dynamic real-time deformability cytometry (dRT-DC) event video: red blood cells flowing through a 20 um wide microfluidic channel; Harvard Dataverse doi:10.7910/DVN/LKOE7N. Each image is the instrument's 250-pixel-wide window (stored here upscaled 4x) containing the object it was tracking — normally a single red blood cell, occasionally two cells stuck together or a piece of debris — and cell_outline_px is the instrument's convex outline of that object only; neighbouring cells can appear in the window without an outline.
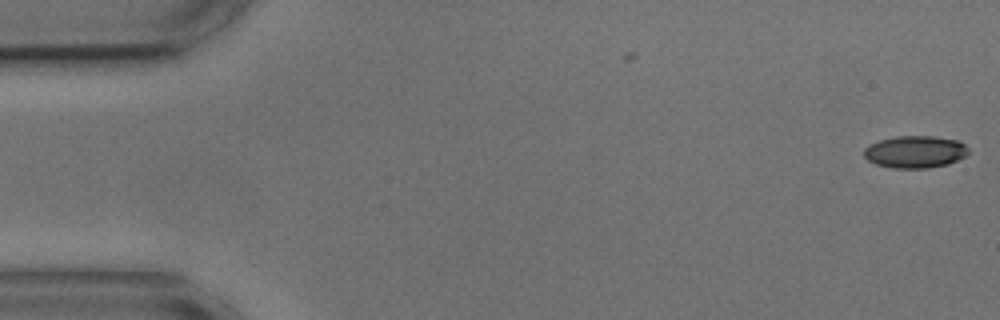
{"species": "common noctule bat (a hibernating species)", "species_latin": "Nyctalus noctula", "temperature_condition": "cold", "stored_images_in_passage": 5, "camera_frame_rate_fps": 3000, "um_per_image_px": 0.085, "animal": {"sex": "male", "body_mass_g": 17.9, "forearm_length_mm": 54.2}, "frame": {"image": 1, "passage_image": 5, "time_ms": 1.333, "image_size_px": [1000, 320], "cell_outline_px": [[968, 152], [964, 156], [948, 164], [928, 168], [892, 168], [876, 164], [868, 160], [864, 156], [864, 148], [868, 144], [880, 140], [896, 136], [932, 136], [956, 140], [964, 144], [968, 148]], "centroid_in_image_um": [77.75, 12.9], "position_along_channel_um": 7.2, "area_um2": 19.54}}